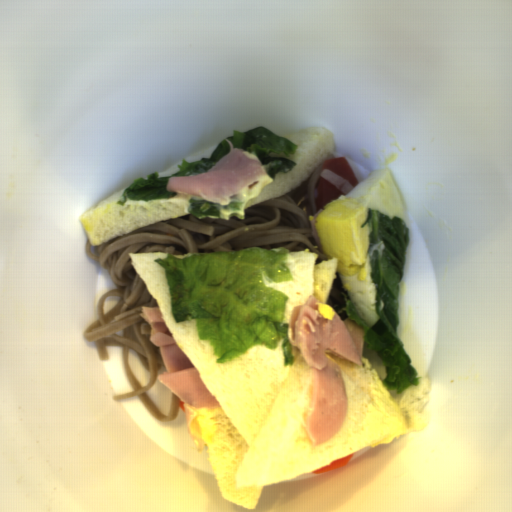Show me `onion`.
<instances>
[{
    "mask_svg": "<svg viewBox=\"0 0 512 512\" xmlns=\"http://www.w3.org/2000/svg\"><path fill=\"white\" fill-rule=\"evenodd\" d=\"M321 178L326 179L329 183H331L336 189H338L342 194L353 190L354 186L349 183L346 179L335 173L330 169H323L321 173Z\"/></svg>",
    "mask_w": 512,
    "mask_h": 512,
    "instance_id": "06740285",
    "label": "onion"
}]
</instances>
